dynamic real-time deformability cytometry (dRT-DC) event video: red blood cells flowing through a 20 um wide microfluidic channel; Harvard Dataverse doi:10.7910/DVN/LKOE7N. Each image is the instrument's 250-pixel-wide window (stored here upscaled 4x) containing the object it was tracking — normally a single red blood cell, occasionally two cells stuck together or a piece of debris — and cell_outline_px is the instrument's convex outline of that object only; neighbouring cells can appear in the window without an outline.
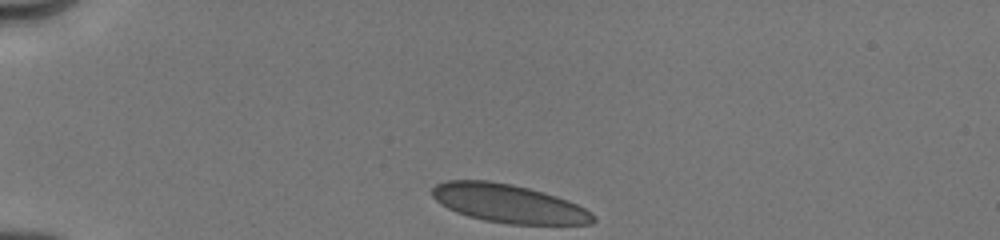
{"species": "human", "species_latin": "Homo sapiens", "temperature_condition": "cold", "stored_images_in_passage": 14, "camera_frame_rate_fps": 3000, "um_per_image_px": 0.085, "donor": {"sex": "male"}, "frame": {"image": 1, "passage_image": 1, "time_ms": 0.0, "image_size_px": [1000, 240], "cell_outline_px": [[596, 220], [592, 224], [508, 224], [484, 220], [468, 216], [456, 212], [440, 204], [432, 196], [432, 188], [436, 184], [448, 180], [488, 180], [512, 184], [544, 192], [568, 200], [592, 212], [596, 216]], "centroid_in_image_um": [43.24, 17.3], "position_along_channel_um": 41.8, "area_um2": 36.13}}
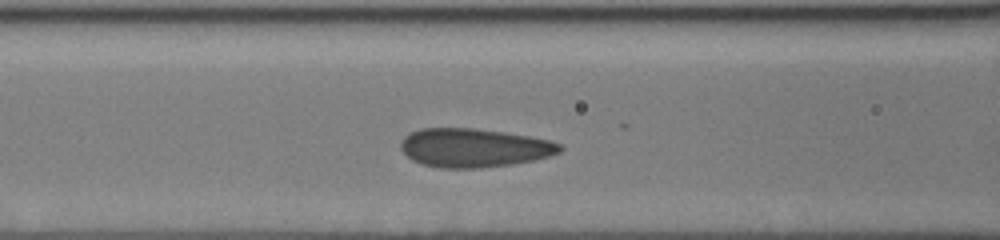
{"frame": {"image": 2, "passage_image": 10, "time_ms": 3.333, "image_size_px": [1000, 240], "cell_outline_px": [[564, 148], [560, 152], [548, 156], [532, 160], [512, 164], [480, 168], [440, 168], [420, 164], [412, 160], [400, 148], [400, 144], [404, 136], [420, 128], [472, 128], [504, 132], [528, 136], [548, 140], [560, 144]], "centroid_in_image_um": [40.26, 12.56], "position_along_channel_um": 126.3, "area_um2": 35.84}}
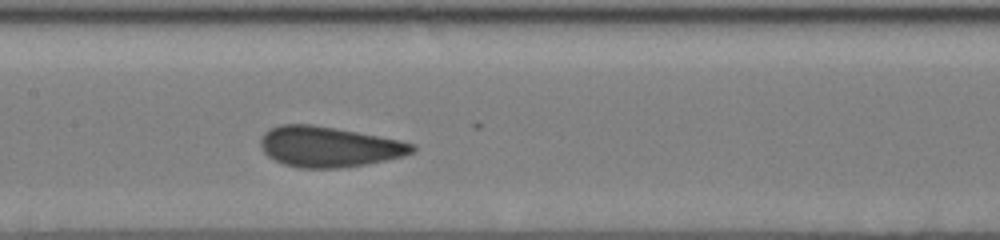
{"frame": {"image": 3, "passage_image": 14, "time_ms": 4.667, "image_size_px": [1000, 240], "cell_outline_px": [[416, 148], [412, 152], [404, 156], [368, 164], [340, 168], [300, 168], [284, 164], [268, 156], [264, 152], [260, 144], [260, 136], [268, 128], [280, 124], [312, 124], [336, 128], [400, 140], [416, 144]], "centroid_in_image_um": [27.94, 12.47], "position_along_channel_um": 179.5, "area_um2": 35.95}}